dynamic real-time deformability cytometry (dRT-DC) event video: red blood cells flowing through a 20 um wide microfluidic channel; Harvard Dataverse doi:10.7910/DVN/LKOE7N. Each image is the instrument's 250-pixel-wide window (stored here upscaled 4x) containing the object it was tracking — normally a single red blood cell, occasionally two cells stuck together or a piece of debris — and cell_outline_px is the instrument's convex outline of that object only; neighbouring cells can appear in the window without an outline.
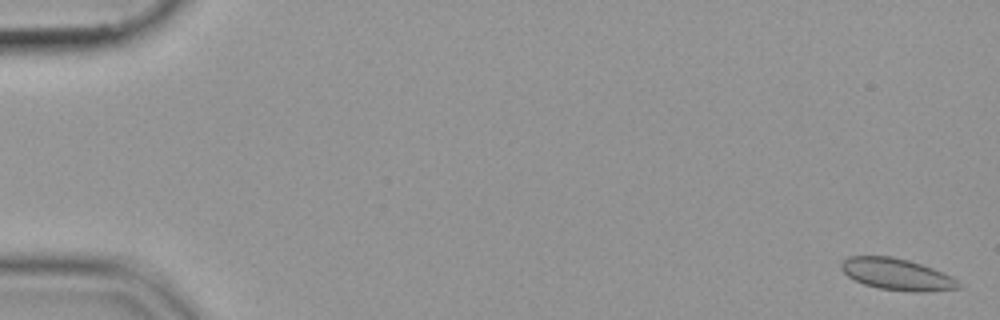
{"species": "common noctule bat (a hibernating species)", "species_latin": "Nyctalus noctula", "temperature_condition": "cold", "stored_images_in_passage": 11, "camera_frame_rate_fps": 3000, "um_per_image_px": 0.085, "animal": {"sex": "female", "body_mass_g": 19.9}, "frame": {"image": 1, "passage_image": 2, "time_ms": 0.333, "image_size_px": [1000, 320], "cell_outline_px": [[960, 288], [920, 292], [912, 292], [880, 288], [864, 284], [848, 276], [840, 268], [840, 264], [848, 256], [892, 256], [908, 260], [932, 268], [952, 276], [960, 284]], "centroid_in_image_um": [76.22, 23.31], "position_along_channel_um": 8.8, "area_um2": 21.39}}